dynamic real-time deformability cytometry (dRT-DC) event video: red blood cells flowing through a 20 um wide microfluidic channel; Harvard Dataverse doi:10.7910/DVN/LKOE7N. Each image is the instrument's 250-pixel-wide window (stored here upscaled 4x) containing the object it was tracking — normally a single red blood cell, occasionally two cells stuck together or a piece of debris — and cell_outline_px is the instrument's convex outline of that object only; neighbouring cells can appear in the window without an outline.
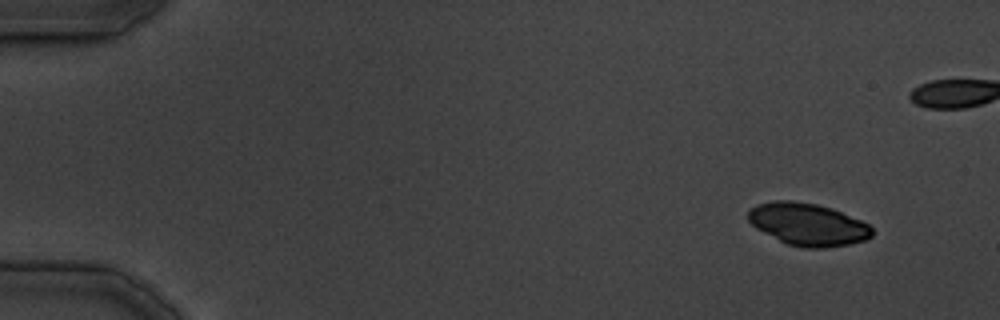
{"species": "common noctule bat (a hibernating species)", "species_latin": "Nyctalus noctula", "temperature_condition": "cold", "stored_images_in_passage": 8, "camera_frame_rate_fps": 3000, "um_per_image_px": 0.085, "animal": {"sex": "male", "body_mass_g": 19.5, "forearm_length_mm": 54.6}, "frame": {"image": 1, "passage_image": 1, "time_ms": 0.0, "image_size_px": [1000, 320], "cell_outline_px": [[872, 236], [864, 240], [848, 244], [824, 248], [804, 248], [788, 244], [756, 228], [748, 220], [748, 212], [756, 204], [776, 200], [792, 200], [816, 204], [832, 208], [860, 220], [868, 224], [872, 228]], "centroid_in_image_um": [68.66, 19.06], "position_along_channel_um": 16.3, "area_um2": 30.35}}